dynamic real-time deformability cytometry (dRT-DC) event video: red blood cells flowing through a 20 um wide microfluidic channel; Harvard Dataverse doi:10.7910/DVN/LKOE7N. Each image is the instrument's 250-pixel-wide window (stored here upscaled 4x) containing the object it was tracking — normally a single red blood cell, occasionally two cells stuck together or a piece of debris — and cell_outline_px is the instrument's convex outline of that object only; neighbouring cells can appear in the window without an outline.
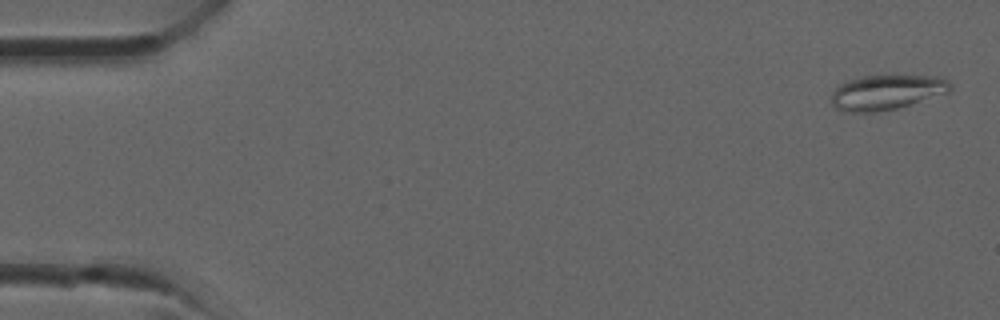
{"species": "common noctule bat (a hibernating species)", "species_latin": "Nyctalus noctula", "temperature_condition": "room temperature", "stored_images_in_passage": 35, "camera_frame_rate_fps": 3000, "um_per_image_px": 0.085, "animal": {"sex": "male", "forearm_length_mm": 52.5}, "frame": {"image": 1, "passage_image": 1, "time_ms": 0.0, "image_size_px": [1000, 320], "cell_outline_px": [[952, 88], [948, 92], [896, 108], [872, 112], [844, 112], [836, 108], [832, 104], [832, 92], [840, 84], [848, 80], [864, 76], [940, 76], [948, 80], [952, 84]], "centroid_in_image_um": [75.35, 7.84], "position_along_channel_um": 9.6, "area_um2": 23.87}}
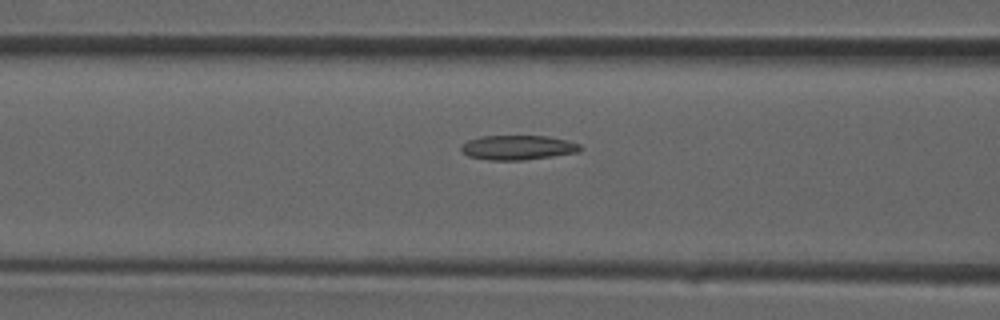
{"frame": {"image": 2, "passage_image": 14, "time_ms": 4.333, "image_size_px": [1000, 320], "cell_outline_px": [[584, 148], [580, 152], [524, 160], [488, 160], [468, 156], [460, 148], [468, 140], [480, 136], [548, 136], [568, 140], [580, 144]], "centroid_in_image_um": [44.07, 12.54], "position_along_channel_um": 122.5, "area_um2": 17.11}}
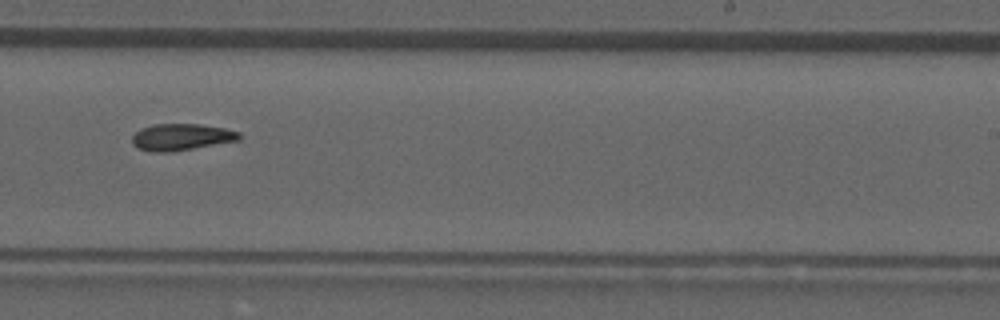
{"frame": {"image": 3, "passage_image": 22, "time_ms": 7.0, "image_size_px": [1000, 320], "cell_outline_px": [[240, 140], [172, 152], [152, 152], [136, 148], [132, 144], [132, 136], [140, 128], [152, 124], [200, 124], [224, 128], [240, 132]], "centroid_in_image_um": [15.38, 11.65], "position_along_channel_um": 273.6, "area_um2": 16.82}}